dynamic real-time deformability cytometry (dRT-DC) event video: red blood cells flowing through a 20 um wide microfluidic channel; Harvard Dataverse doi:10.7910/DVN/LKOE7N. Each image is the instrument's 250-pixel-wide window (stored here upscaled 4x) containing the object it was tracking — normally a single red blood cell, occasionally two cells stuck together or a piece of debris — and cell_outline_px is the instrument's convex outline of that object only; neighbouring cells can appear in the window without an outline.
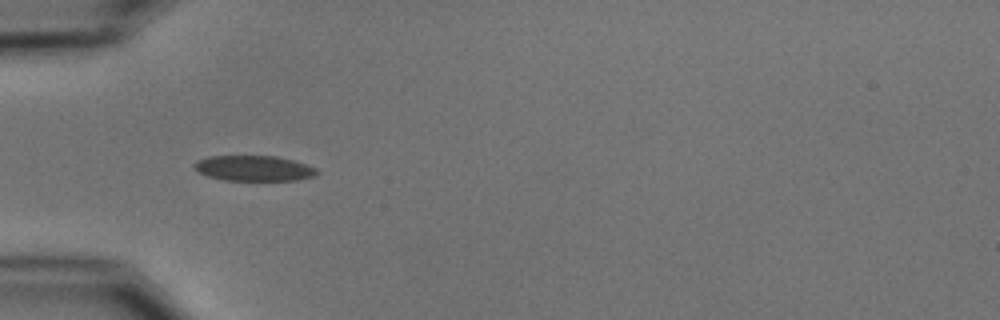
{"species": "common noctule bat (a hibernating species)", "species_latin": "Nyctalus noctula", "temperature_condition": "cold", "stored_images_in_passage": 10, "camera_frame_rate_fps": 3000, "um_per_image_px": 0.085, "animal": {"sex": "male", "body_mass_g": 15.6}, "frame": {"image": 1, "passage_image": 4, "time_ms": 3.333, "image_size_px": [1000, 320], "cell_outline_px": [[320, 172], [312, 176], [296, 180], [224, 180], [208, 176], [192, 168], [192, 164], [196, 160], [208, 156], [276, 156], [292, 160], [316, 168]], "centroid_in_image_um": [21.52, 14.3], "position_along_channel_um": 63.5, "area_um2": 18.09}}
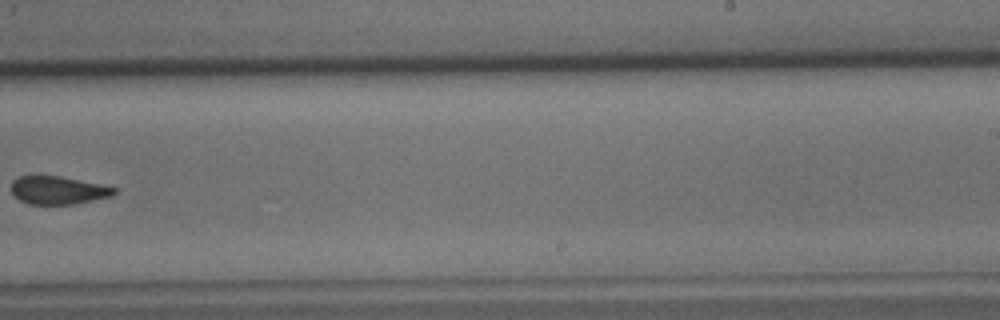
{"frame": {"image": 2, "passage_image": 9, "time_ms": 9.333, "image_size_px": [1000, 320], "cell_outline_px": [[116, 192], [112, 196], [76, 204], [28, 204], [20, 200], [12, 192], [12, 180], [20, 176], [60, 176], [104, 184], [116, 188]], "centroid_in_image_um": [4.98, 16.17], "position_along_channel_um": 284.0, "area_um2": 16.88}}
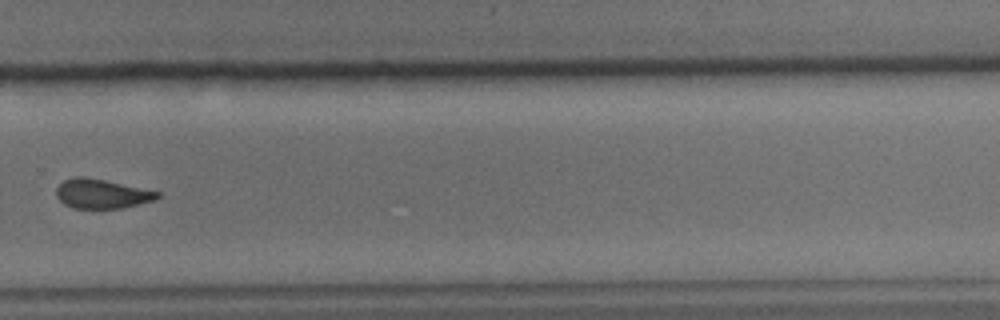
{"frame": {"image": 3, "passage_image": 10, "time_ms": 10.333, "image_size_px": [1000, 320], "cell_outline_px": [[160, 196], [152, 200], [120, 208], [72, 208], [64, 204], [56, 196], [56, 188], [64, 180], [76, 176], [84, 176], [104, 180], [160, 192]], "centroid_in_image_um": [8.59, 16.46], "position_along_channel_um": 321.2, "area_um2": 16.99}}